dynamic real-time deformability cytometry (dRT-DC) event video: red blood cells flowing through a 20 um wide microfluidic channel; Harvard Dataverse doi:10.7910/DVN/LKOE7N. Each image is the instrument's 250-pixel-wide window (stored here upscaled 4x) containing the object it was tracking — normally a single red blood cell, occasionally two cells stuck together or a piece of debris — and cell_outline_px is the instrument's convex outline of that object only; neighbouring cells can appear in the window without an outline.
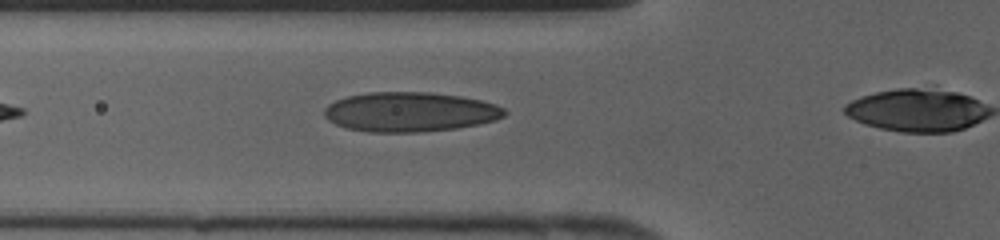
{"species": "human", "species_latin": "Homo sapiens", "temperature_condition": "cold", "stored_images_in_passage": 8, "camera_frame_rate_fps": 3000, "um_per_image_px": 0.085, "donor": {"sex": "female"}, "frame": {"image": 1, "passage_image": 4, "time_ms": 1.0, "image_size_px": [1000, 240], "cell_outline_px": [[508, 112], [504, 116], [496, 120], [480, 124], [456, 128], [420, 132], [368, 132], [348, 128], [336, 124], [328, 120], [324, 116], [324, 108], [328, 104], [336, 100], [348, 96], [368, 92], [428, 92], [460, 96], [480, 100], [496, 104], [504, 108]], "centroid_in_image_um": [34.86, 9.51], "position_along_channel_um": 90.9, "area_um2": 41.73}}
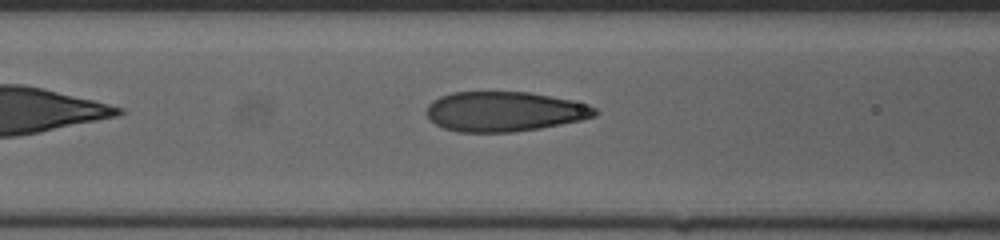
{"frame": {"image": 2, "passage_image": 6, "time_ms": 1.667, "image_size_px": [1000, 240], "cell_outline_px": [[596, 116], [580, 120], [540, 128], [512, 132], [460, 132], [444, 128], [436, 124], [424, 112], [428, 104], [432, 100], [440, 96], [452, 92], [528, 92], [572, 100], [588, 104], [596, 108]], "centroid_in_image_um": [42.85, 9.47], "position_along_channel_um": 123.8, "area_um2": 39.07}}